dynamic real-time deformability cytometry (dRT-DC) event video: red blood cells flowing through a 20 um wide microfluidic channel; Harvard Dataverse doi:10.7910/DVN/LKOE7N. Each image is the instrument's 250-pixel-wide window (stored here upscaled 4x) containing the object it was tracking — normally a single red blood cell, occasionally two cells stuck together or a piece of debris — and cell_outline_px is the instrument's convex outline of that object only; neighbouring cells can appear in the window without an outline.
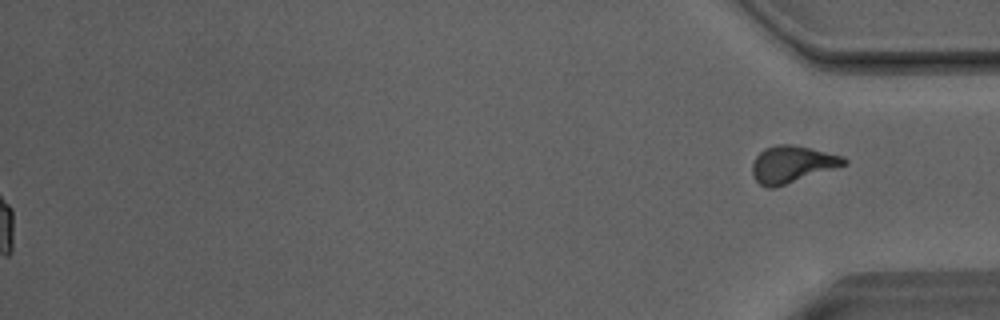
{"species": "Egyptian fruit bat (a non-hibernating species)", "species_latin": "Rousettus aegyptiacus", "temperature_condition": "room temperature", "stored_images_in_passage": 53, "segment_of_instrument_passage": [2, 2], "camera_frame_rate_fps": 3000, "um_per_image_px": 0.085, "animal": {"sex": "male"}, "frame": {"image": 1, "passage_image": 53, "time_ms": 17.333, "image_size_px": [1000, 320], "cell_outline_px": [[848, 164], [772, 188], [768, 188], [760, 184], [756, 180], [752, 172], [752, 164], [756, 156], [764, 148], [776, 144], [792, 144], [844, 156], [848, 160]], "centroid_in_image_um": [67.33, 13.94], "position_along_channel_um": 367.9, "area_um2": 19.54}}